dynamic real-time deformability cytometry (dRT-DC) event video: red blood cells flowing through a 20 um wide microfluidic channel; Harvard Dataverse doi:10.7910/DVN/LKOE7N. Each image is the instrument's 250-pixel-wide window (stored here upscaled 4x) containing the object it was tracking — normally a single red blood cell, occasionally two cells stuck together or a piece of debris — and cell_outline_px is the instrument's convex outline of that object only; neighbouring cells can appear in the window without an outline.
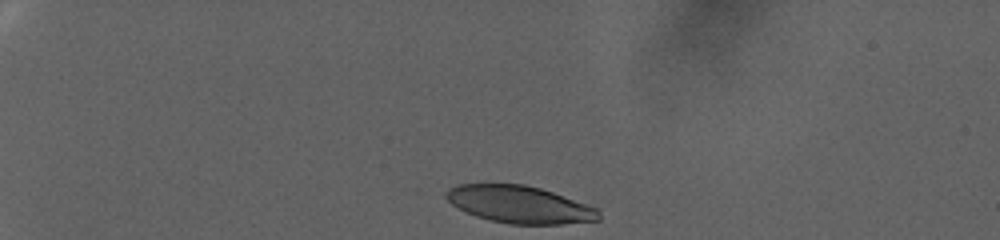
{"species": "human", "species_latin": "Homo sapiens", "temperature_condition": "warm", "stored_images_in_passage": 34, "camera_frame_rate_fps": 3000, "um_per_image_px": 0.085, "donor": {"sex": "female"}, "frame": {"image": 1, "passage_image": 1, "time_ms": 0.0, "image_size_px": [1000, 240], "cell_outline_px": [[600, 220], [564, 224], [508, 224], [476, 216], [464, 212], [452, 204], [444, 196], [444, 192], [448, 188], [456, 184], [524, 184], [540, 188], [600, 208]], "centroid_in_image_um": [44.17, 17.38], "position_along_channel_um": 40.8, "area_um2": 33.41}}
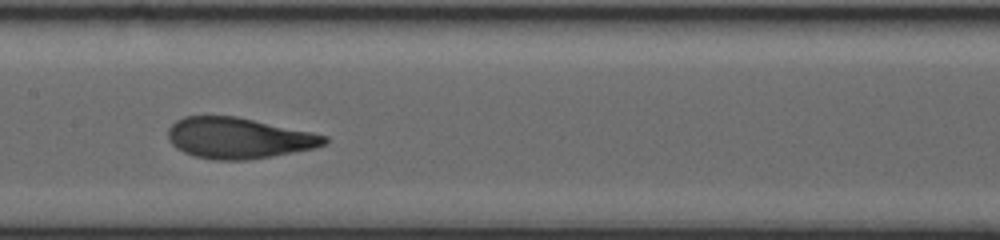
{"frame": {"image": 2, "passage_image": 18, "time_ms": 5.667, "image_size_px": [1000, 240], "cell_outline_px": [[328, 140], [324, 144], [316, 148], [272, 156], [248, 160], [212, 160], [196, 156], [184, 152], [176, 148], [168, 140], [168, 128], [176, 120], [184, 116], [236, 116], [312, 132], [328, 136]], "centroid_in_image_um": [20.27, 11.74], "position_along_channel_um": 187.1, "area_um2": 37.34}}
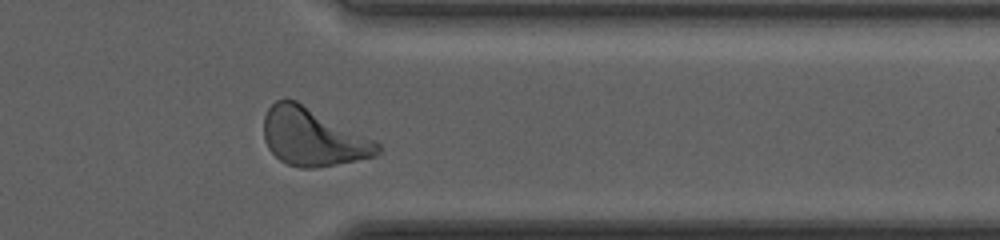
{"frame": {"image": 3, "passage_image": 31, "time_ms": 10.0, "image_size_px": [1000, 240], "cell_outline_px": [[380, 152], [376, 156], [356, 160], [312, 168], [300, 168], [288, 164], [280, 160], [268, 148], [264, 140], [264, 116], [268, 108], [276, 100], [296, 100], [376, 140], [380, 144]], "centroid_in_image_um": [26.59, 11.65], "position_along_channel_um": 384.8, "area_um2": 38.09}, "authors_computed_cell_mechanics": {"area_um2": 37.1365, "velocity_mm_per_s": 3.9176, "shape_relaxation_time_tau1_ms": 3.9801, "shape_relaxation_time_tau2_ms": 0.8034, "deformation_change_tau1": 0.2039, "deformation_change_tau2": 0.0836}}